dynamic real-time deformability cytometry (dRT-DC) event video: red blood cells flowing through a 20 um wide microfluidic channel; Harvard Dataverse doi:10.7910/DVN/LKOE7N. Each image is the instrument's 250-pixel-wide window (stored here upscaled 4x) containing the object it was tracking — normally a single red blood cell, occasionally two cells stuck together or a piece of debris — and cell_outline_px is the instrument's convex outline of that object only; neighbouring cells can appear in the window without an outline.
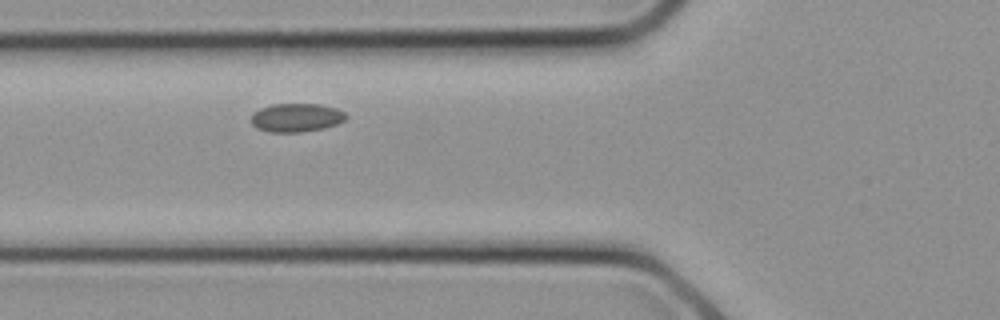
{"species": "common noctule bat (a hibernating species)", "species_latin": "Nyctalus noctula", "temperature_condition": "cold", "stored_images_in_passage": 13, "camera_frame_rate_fps": 3000, "um_per_image_px": 0.085, "animal": {"sex": "female", "body_mass_g": 21.9}, "frame": {"image": 1, "passage_image": 5, "time_ms": 1.333, "image_size_px": [1000, 320], "cell_outline_px": [[348, 116], [344, 120], [336, 124], [324, 128], [300, 132], [268, 132], [256, 128], [252, 124], [252, 112], [260, 108], [272, 104], [320, 104], [336, 108], [344, 112]], "centroid_in_image_um": [25.17, 9.99], "position_along_channel_um": 100.6, "area_um2": 15.84}}
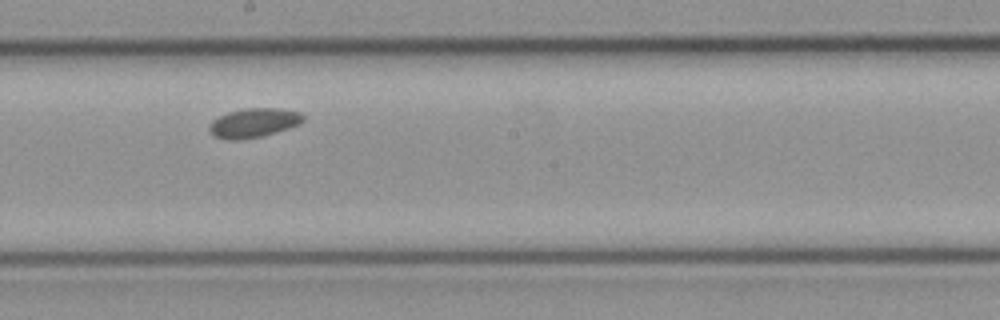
{"frame": {"image": 2, "passage_image": 10, "time_ms": 3.0, "image_size_px": [1000, 320], "cell_outline_px": [[304, 120], [300, 124], [276, 132], [260, 136], [240, 140], [228, 140], [212, 136], [208, 128], [208, 124], [212, 120], [228, 112], [244, 108], [280, 108], [300, 112], [304, 116]], "centroid_in_image_um": [21.54, 10.44], "position_along_channel_um": 226.7, "area_um2": 16.13}}
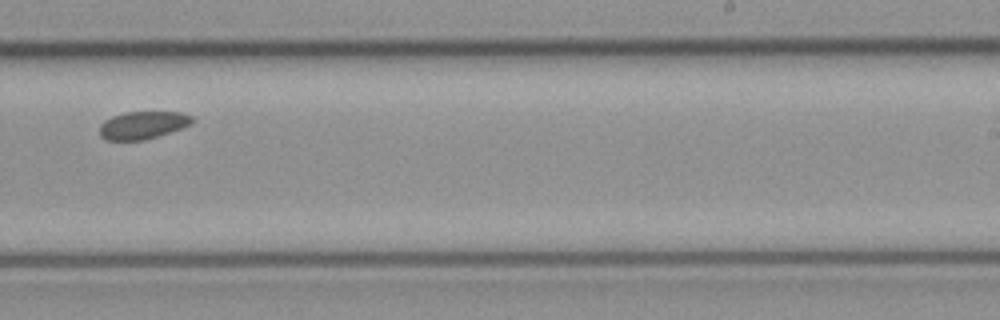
{"frame": {"image": 3, "passage_image": 12, "time_ms": 3.667, "image_size_px": [1000, 320], "cell_outline_px": [[192, 124], [184, 128], [144, 140], [104, 140], [100, 136], [100, 124], [104, 120], [112, 116], [124, 112], [184, 112], [192, 116]], "centroid_in_image_um": [12.14, 10.63], "position_along_channel_um": 276.9, "area_um2": 15.09}}